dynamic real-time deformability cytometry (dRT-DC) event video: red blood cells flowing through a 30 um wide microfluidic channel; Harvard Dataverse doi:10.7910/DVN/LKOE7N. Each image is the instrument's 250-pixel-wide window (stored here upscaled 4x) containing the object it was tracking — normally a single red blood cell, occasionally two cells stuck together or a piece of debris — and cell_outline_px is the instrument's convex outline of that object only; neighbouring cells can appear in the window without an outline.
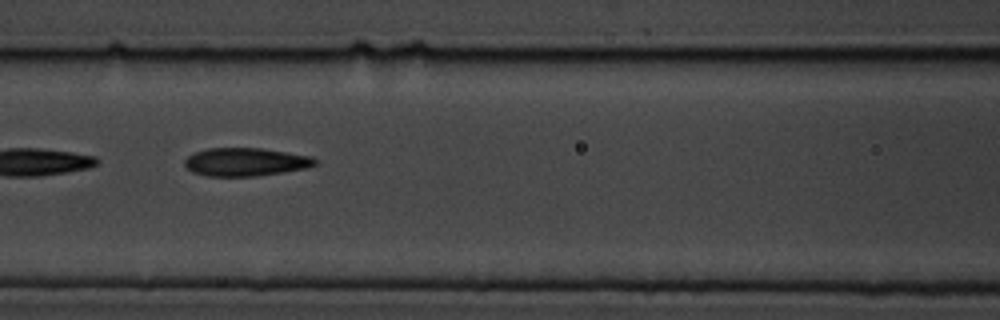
{"species": "common noctule bat (a hibernating species)", "species_latin": "Nyctalus noctula", "temperature_condition": "cold", "stored_images_in_passage": 11, "camera_frame_rate_fps": 3000, "um_per_image_px": 0.085, "animal": {"sex": "male", "body_mass_g": 19.5, "forearm_length_mm": 54.6}, "frame": {"image": 1, "passage_image": 7, "time_ms": 7.667, "image_size_px": [1000, 320], "cell_outline_px": [[320, 160], [316, 164], [308, 168], [284, 172], [256, 176], [208, 176], [192, 172], [184, 164], [184, 160], [188, 156], [196, 152], [208, 148], [260, 148], [312, 156]], "centroid_in_image_um": [20.92, 13.77], "position_along_channel_um": 145.7, "area_um2": 21.5}}
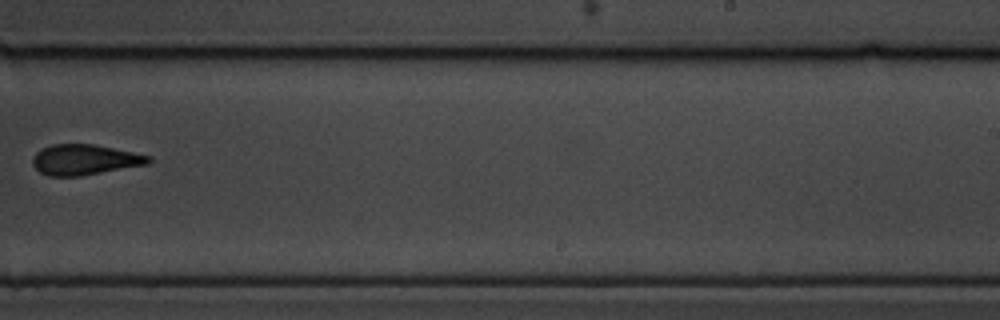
{"frame": {"image": 2, "passage_image": 10, "time_ms": 11.333, "image_size_px": [1000, 320], "cell_outline_px": [[152, 160], [148, 164], [80, 176], [48, 176], [40, 172], [32, 164], [32, 156], [40, 148], [52, 144], [92, 144], [152, 156]], "centroid_in_image_um": [7.16, 13.57], "position_along_channel_um": 281.8, "area_um2": 20.58}}
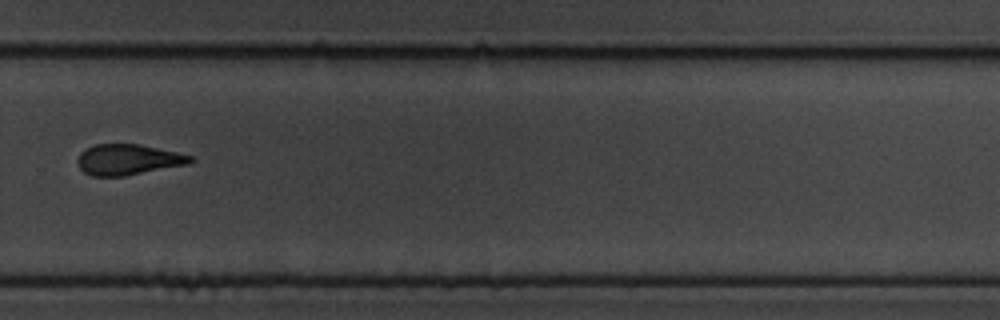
{"frame": {"image": 3, "passage_image": 11, "time_ms": 12.333, "image_size_px": [1000, 320], "cell_outline_px": [[196, 160], [192, 164], [124, 176], [92, 176], [84, 172], [80, 168], [76, 160], [80, 152], [84, 148], [96, 144], [140, 144], [176, 152], [192, 156]], "centroid_in_image_um": [10.91, 13.57], "position_along_channel_um": 318.9, "area_um2": 20.46}}